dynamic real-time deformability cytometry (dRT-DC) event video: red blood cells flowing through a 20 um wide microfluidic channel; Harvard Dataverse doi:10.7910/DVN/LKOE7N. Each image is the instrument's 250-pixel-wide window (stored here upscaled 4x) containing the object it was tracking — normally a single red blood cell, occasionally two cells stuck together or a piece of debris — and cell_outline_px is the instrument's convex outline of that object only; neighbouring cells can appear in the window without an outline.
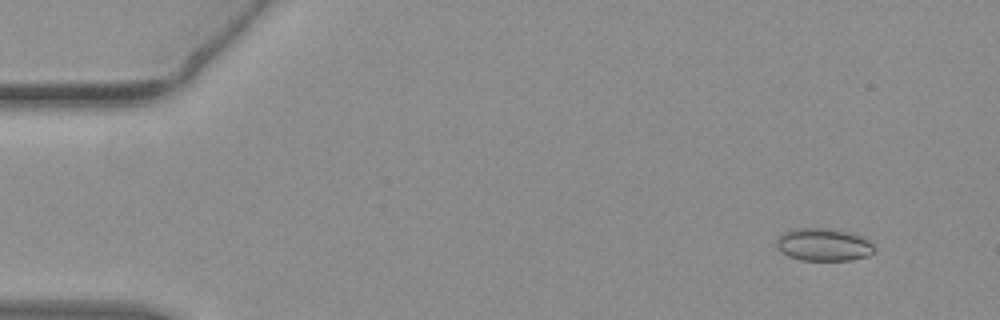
{"species": "common noctule bat (a hibernating species)", "species_latin": "Nyctalus noctula", "temperature_condition": "warm", "stored_images_in_passage": 54, "camera_frame_rate_fps": 3000, "um_per_image_px": 0.085, "animal": {"sex": "female", "body_mass_g": 19.3, "forearm_length_mm": 54.1}, "frame": {"image": 1, "passage_image": 5, "time_ms": 1.333, "image_size_px": [1000, 320], "cell_outline_px": [[876, 252], [868, 256], [852, 260], [800, 260], [788, 256], [780, 252], [776, 248], [776, 240], [780, 232], [788, 228], [828, 228], [852, 232], [864, 236], [876, 248]], "centroid_in_image_um": [69.98, 20.78], "position_along_channel_um": 15.0, "area_um2": 19.31}}
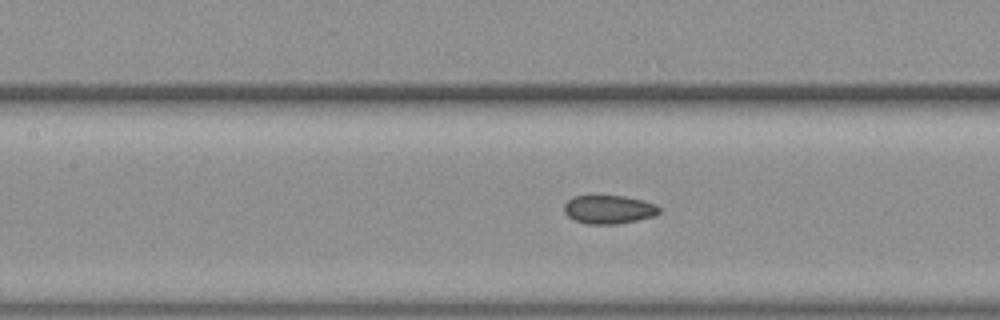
{"frame": {"image": 2, "passage_image": 25, "time_ms": 8.0, "image_size_px": [1000, 320], "cell_outline_px": [[660, 212], [656, 216], [616, 224], [584, 224], [572, 220], [564, 212], [564, 204], [568, 200], [576, 196], [592, 192], [624, 196], [656, 204], [660, 208]], "centroid_in_image_um": [51.69, 17.76], "position_along_channel_um": 155.7, "area_um2": 16.53}}
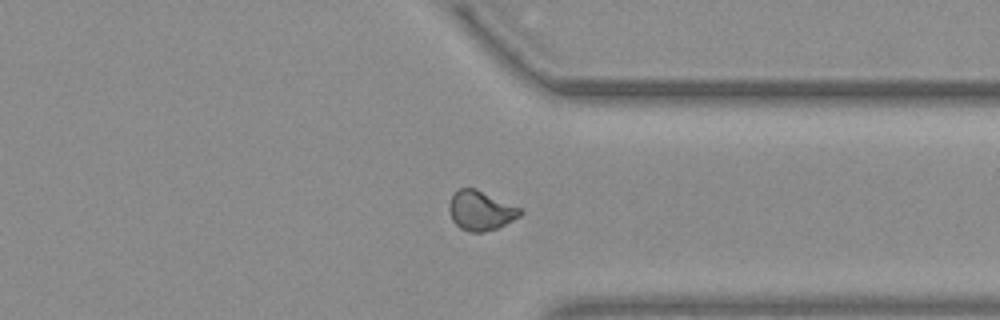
{"frame": {"image": 3, "passage_image": 42, "time_ms": 13.667, "image_size_px": [1000, 320], "cell_outline_px": [[524, 212], [520, 216], [496, 228], [484, 232], [472, 232], [460, 228], [452, 220], [448, 208], [448, 204], [452, 192], [456, 188], [476, 188], [520, 208]], "centroid_in_image_um": [40.81, 17.87], "position_along_channel_um": 370.6, "area_um2": 16.42}, "authors_computed_cell_mechanics": {"area_um2": 16.5019, "velocity_mm_per_s": 3.8279, "shape_relaxation_time_tau1_ms": null, "shape_relaxation_time_tau2_ms": 2.3755, "deformation_change_tau1": null, "deformation_change_tau2": 0.0537}}